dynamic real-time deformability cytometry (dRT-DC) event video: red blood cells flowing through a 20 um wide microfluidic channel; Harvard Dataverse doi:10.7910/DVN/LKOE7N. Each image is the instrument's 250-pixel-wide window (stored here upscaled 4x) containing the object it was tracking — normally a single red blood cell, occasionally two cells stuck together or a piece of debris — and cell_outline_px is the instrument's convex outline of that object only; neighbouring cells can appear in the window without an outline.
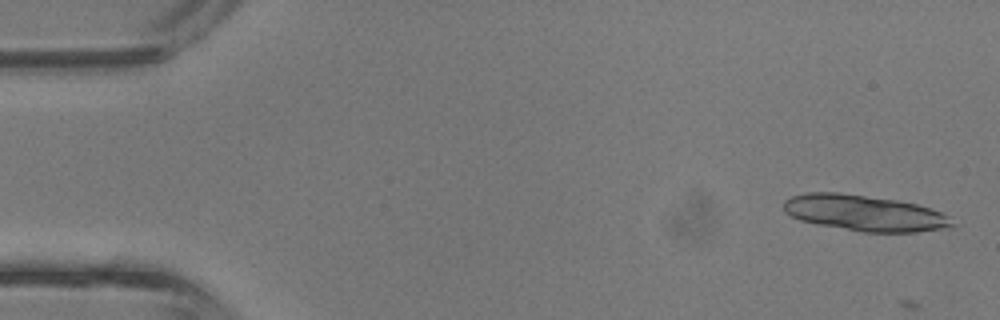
{"species": "common noctule bat (a hibernating species)", "species_latin": "Nyctalus noctula", "temperature_condition": "room temperature", "stored_images_in_passage": 6, "camera_frame_rate_fps": 3000, "um_per_image_px": 0.085, "animal": {"sex": "male", "body_mass_g": 13.3}, "frame": {"image": 1, "passage_image": 1, "time_ms": 0.0, "image_size_px": [1000, 320], "cell_outline_px": [[956, 224], [944, 228], [916, 232], [864, 232], [816, 224], [800, 220], [784, 212], [784, 200], [792, 196], [808, 192], [836, 192], [896, 200], [916, 204], [932, 208], [948, 216]], "centroid_in_image_um": [73.47, 18.11], "position_along_channel_um": 11.5, "area_um2": 35.08}}